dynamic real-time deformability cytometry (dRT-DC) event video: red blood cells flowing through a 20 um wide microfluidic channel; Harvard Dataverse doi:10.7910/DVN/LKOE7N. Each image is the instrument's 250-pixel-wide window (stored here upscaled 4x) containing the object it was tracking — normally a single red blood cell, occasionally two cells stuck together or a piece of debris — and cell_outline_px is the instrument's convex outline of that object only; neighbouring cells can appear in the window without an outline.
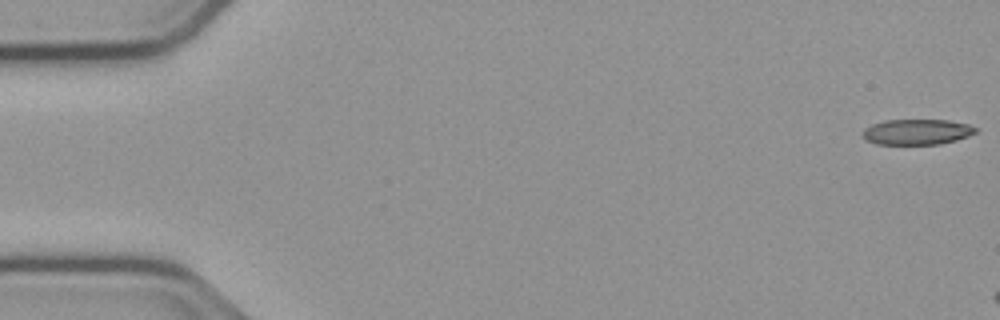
{"species": "common noctule bat (a hibernating species)", "species_latin": "Nyctalus noctula", "temperature_condition": "cold", "stored_images_in_passage": 9, "camera_frame_rate_fps": 3000, "um_per_image_px": 0.085, "animal": {"sex": "male", "body_mass_g": 23.1, "forearm_length_mm": 52.7}, "frame": {"image": 1, "passage_image": 1, "time_ms": 0.0, "image_size_px": [1000, 320], "cell_outline_px": [[976, 132], [968, 136], [956, 140], [940, 144], [876, 144], [864, 140], [860, 132], [864, 128], [872, 124], [884, 120], [948, 120], [968, 124], [976, 128]], "centroid_in_image_um": [77.88, 11.21], "position_along_channel_um": 7.1, "area_um2": 16.94}}